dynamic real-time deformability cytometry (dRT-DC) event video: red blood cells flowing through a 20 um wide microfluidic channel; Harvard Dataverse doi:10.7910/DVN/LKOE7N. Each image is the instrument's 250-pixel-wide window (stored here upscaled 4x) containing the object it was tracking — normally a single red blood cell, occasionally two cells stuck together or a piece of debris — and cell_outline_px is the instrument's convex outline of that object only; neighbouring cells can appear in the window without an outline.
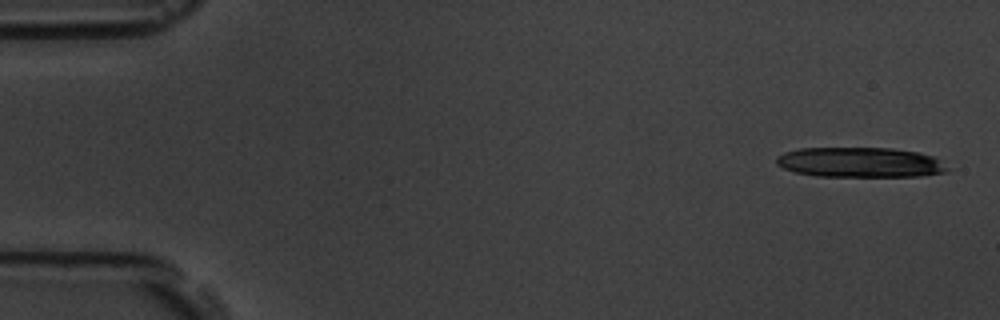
{"species": "common noctule bat (a hibernating species)", "species_latin": "Nyctalus noctula", "temperature_condition": "room temperature", "stored_images_in_passage": 6, "camera_frame_rate_fps": 3000, "um_per_image_px": 0.085, "animal": {"sex": "male", "body_mass_g": 19.5, "forearm_length_mm": 54.6}, "frame": {"image": 1, "passage_image": 1, "time_ms": 0.0, "image_size_px": [1000, 320], "cell_outline_px": [[952, 168], [948, 172], [920, 176], [816, 176], [796, 172], [784, 168], [776, 164], [776, 156], [784, 152], [800, 148], [892, 148], [920, 152], [936, 156]], "centroid_in_image_um": [73.19, 13.79], "position_along_channel_um": 11.8, "area_um2": 30.35}}
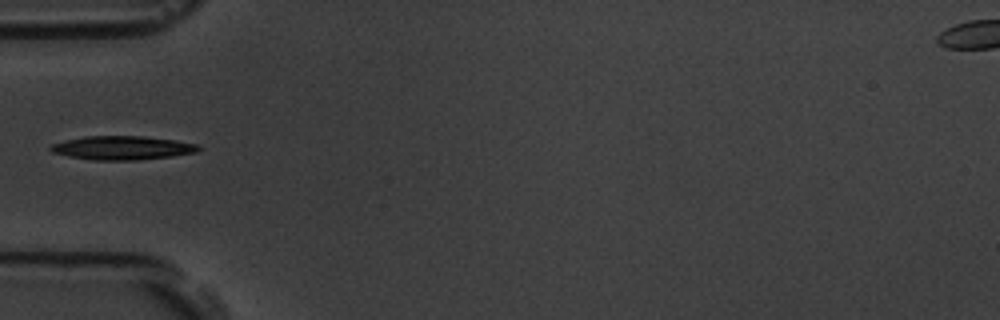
{"frame": {"image": 2, "passage_image": 6, "time_ms": 5.667, "image_size_px": [1000, 320], "cell_outline_px": [[204, 148], [196, 152], [172, 156], [136, 160], [96, 160], [68, 156], [52, 152], [48, 148], [52, 144], [64, 140], [84, 136], [144, 136], [176, 140], [196, 144]], "centroid_in_image_um": [10.4, 12.56], "position_along_channel_um": 74.6, "area_um2": 20.52}}